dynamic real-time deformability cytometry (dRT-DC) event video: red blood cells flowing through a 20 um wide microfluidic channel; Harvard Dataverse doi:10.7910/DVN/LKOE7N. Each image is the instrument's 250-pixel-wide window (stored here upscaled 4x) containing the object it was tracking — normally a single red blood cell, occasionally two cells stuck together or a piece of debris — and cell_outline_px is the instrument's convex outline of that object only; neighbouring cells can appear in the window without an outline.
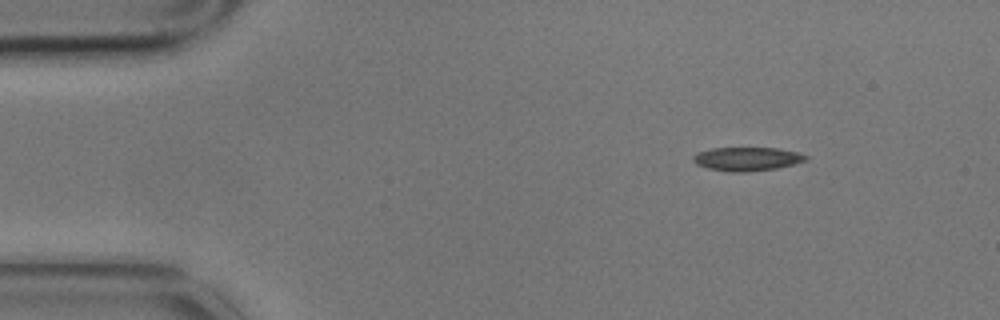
{"species": "common noctule bat (a hibernating species)", "species_latin": "Nyctalus noctula", "temperature_condition": "cold", "stored_images_in_passage": 9, "camera_frame_rate_fps": 3000, "um_per_image_px": 0.085, "animal": {"sex": "male", "body_mass_g": 17.9}, "frame": {"image": 1, "passage_image": 1, "time_ms": 0.0, "image_size_px": [1000, 320], "cell_outline_px": [[808, 160], [776, 168], [744, 172], [728, 172], [708, 168], [696, 164], [692, 160], [692, 156], [696, 152], [712, 148], [776, 148], [800, 152], [808, 156]], "centroid_in_image_um": [63.48, 13.5], "position_along_channel_um": 21.5, "area_um2": 15.61}}
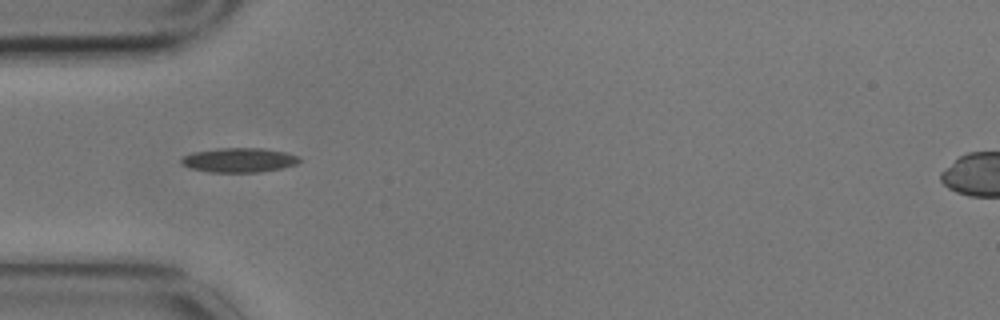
{"frame": {"image": 2, "passage_image": 4, "time_ms": 1.0, "image_size_px": [1000, 320], "cell_outline_px": [[300, 160], [296, 164], [280, 168], [260, 172], [208, 172], [192, 168], [180, 164], [180, 160], [184, 156], [192, 152], [216, 148], [264, 148], [284, 152], [300, 156]], "centroid_in_image_um": [20.3, 13.6], "position_along_channel_um": 64.7, "area_um2": 16.82}}
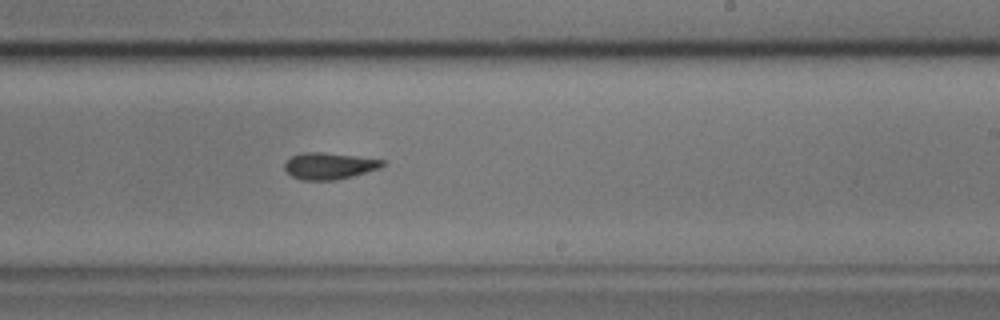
{"frame": {"image": 3, "passage_image": 9, "time_ms": 2.667, "image_size_px": [1000, 320], "cell_outline_px": [[384, 164], [380, 168], [352, 176], [336, 180], [304, 180], [292, 176], [284, 168], [284, 164], [292, 156], [304, 152], [320, 152], [356, 156], [384, 160]], "centroid_in_image_um": [27.98, 14.1], "position_along_channel_um": 261.0, "area_um2": 14.97}}